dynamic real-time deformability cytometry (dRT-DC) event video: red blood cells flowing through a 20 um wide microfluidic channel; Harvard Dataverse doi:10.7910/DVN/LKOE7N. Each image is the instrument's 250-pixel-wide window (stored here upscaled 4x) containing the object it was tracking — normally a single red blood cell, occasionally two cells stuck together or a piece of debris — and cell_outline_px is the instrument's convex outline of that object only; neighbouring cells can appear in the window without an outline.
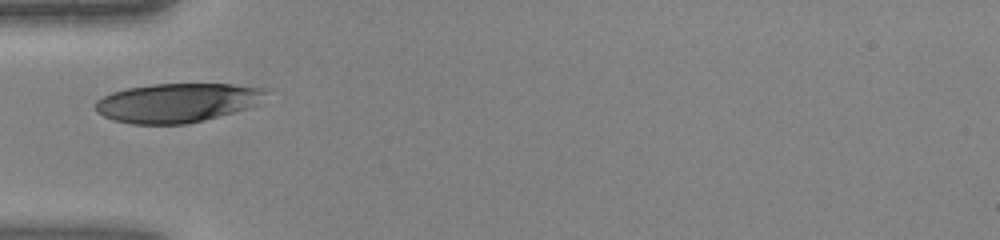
{"species": "human", "species_latin": "Homo sapiens", "temperature_condition": "warm", "stored_images_in_passage": 24, "camera_frame_rate_fps": 3000, "um_per_image_px": 0.085, "donor": {"sex": "female"}, "frame": {"image": 1, "passage_image": 1, "time_ms": 0.0, "image_size_px": [1000, 240], "cell_outline_px": [[268, 88], [256, 104], [248, 108], [204, 120], [188, 124], [132, 124], [112, 120], [96, 112], [92, 108], [92, 104], [96, 100], [112, 92], [128, 88], [152, 84], [232, 84]], "centroid_in_image_um": [14.98, 8.74], "position_along_channel_um": 70.0, "area_um2": 38.9}}
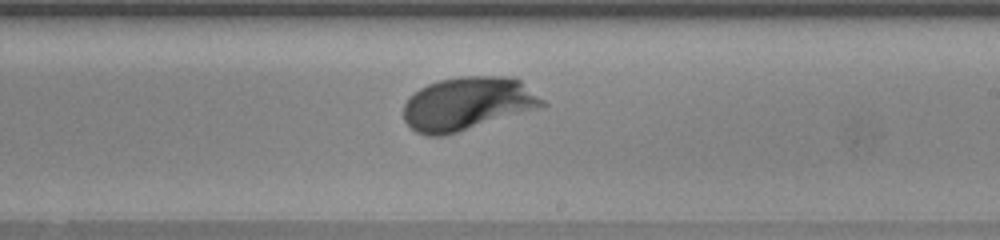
{"frame": {"image": 2, "passage_image": 13, "time_ms": 4.0, "image_size_px": [1000, 240], "cell_outline_px": [[548, 104], [444, 136], [428, 136], [416, 132], [404, 120], [404, 104], [408, 96], [420, 88], [428, 84], [440, 80], [460, 76], [508, 76], [520, 80], [544, 100]], "centroid_in_image_um": [39.69, 8.79], "position_along_channel_um": 249.3, "area_um2": 42.54}}
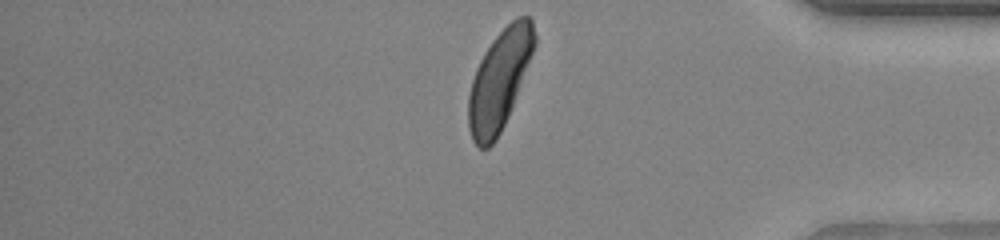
{"frame": {"image": 3, "passage_image": 24, "time_ms": 7.667, "image_size_px": [1000, 240], "cell_outline_px": [[536, 44], [512, 108], [496, 140], [488, 148], [480, 148], [472, 140], [468, 128], [468, 96], [472, 80], [476, 68], [484, 52], [492, 40], [516, 16], [528, 16], [532, 20], [536, 36]], "centroid_in_image_um": [42.45, 6.8], "position_along_channel_um": 392.8, "area_um2": 38.21}}